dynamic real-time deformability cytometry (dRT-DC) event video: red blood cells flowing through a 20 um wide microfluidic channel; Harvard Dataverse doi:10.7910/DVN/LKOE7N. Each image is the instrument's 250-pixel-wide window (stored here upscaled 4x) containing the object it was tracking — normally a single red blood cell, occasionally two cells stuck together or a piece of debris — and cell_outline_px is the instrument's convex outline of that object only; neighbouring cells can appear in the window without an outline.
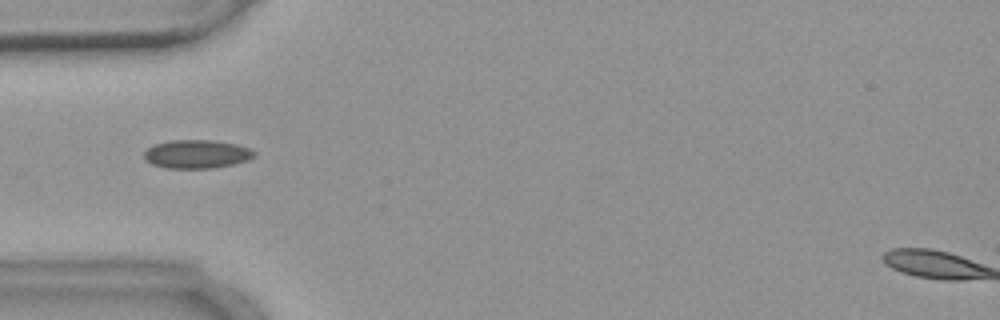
{"species": "common noctule bat (a hibernating species)", "species_latin": "Nyctalus noctula", "temperature_condition": "warm", "stored_images_in_passage": 9, "camera_frame_rate_fps": 3000, "um_per_image_px": 0.085, "animal": {"sex": "female", "body_mass_g": 18.4}, "frame": {"image": 1, "passage_image": 3, "time_ms": 5.0, "image_size_px": [1000, 320], "cell_outline_px": [[256, 156], [248, 160], [216, 168], [164, 168], [152, 164], [144, 160], [144, 152], [148, 148], [156, 144], [172, 140], [212, 140], [236, 144], [248, 148], [256, 152]], "centroid_in_image_um": [16.72, 13.1], "position_along_channel_um": 68.3, "area_um2": 18.32}}
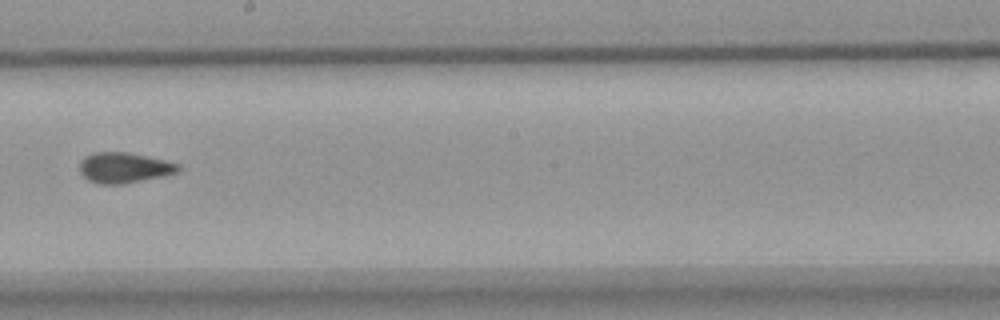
{"frame": {"image": 2, "passage_image": 7, "time_ms": 9.667, "image_size_px": [1000, 320], "cell_outline_px": [[180, 168], [176, 172], [168, 176], [124, 184], [96, 184], [88, 180], [80, 172], [80, 160], [84, 156], [92, 152], [128, 152], [164, 160], [180, 164]], "centroid_in_image_um": [10.54, 14.26], "position_along_channel_um": 237.7, "area_um2": 17.8}}
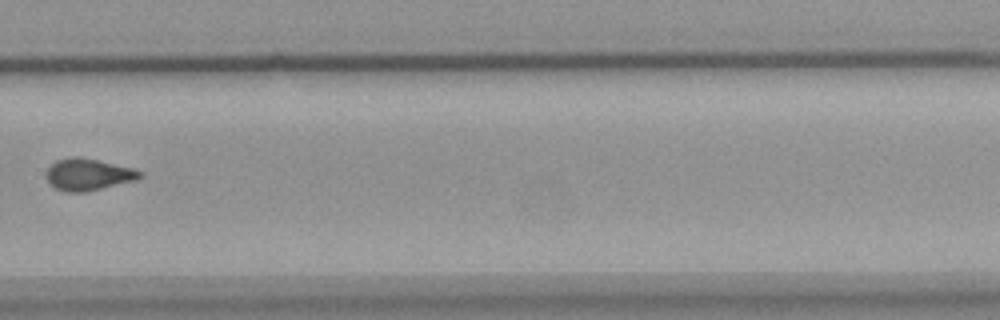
{"frame": {"image": 3, "passage_image": 9, "time_ms": 12.0, "image_size_px": [1000, 320], "cell_outline_px": [[144, 176], [136, 180], [88, 192], [64, 192], [56, 188], [44, 176], [48, 168], [56, 160], [72, 156], [76, 156], [96, 160], [132, 168], [144, 172]], "centroid_in_image_um": [7.51, 14.84], "position_along_channel_um": 322.3, "area_um2": 17.4}}